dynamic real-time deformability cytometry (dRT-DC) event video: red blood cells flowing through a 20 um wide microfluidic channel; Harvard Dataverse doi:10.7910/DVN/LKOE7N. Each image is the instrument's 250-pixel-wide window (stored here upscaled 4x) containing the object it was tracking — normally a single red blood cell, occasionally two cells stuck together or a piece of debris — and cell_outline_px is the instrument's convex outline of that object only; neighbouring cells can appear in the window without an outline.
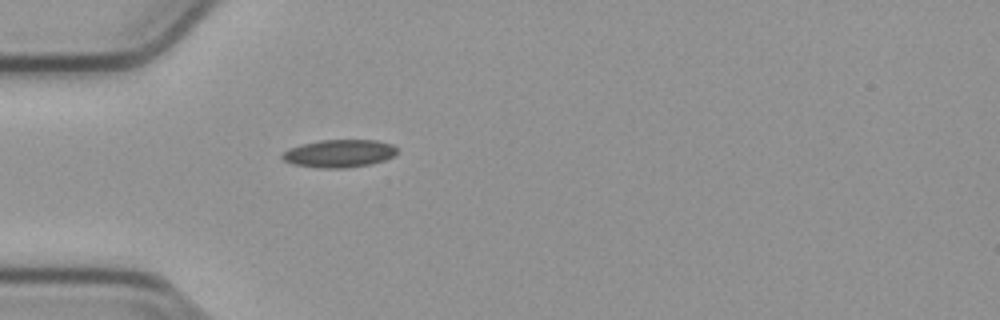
{"species": "common noctule bat (a hibernating species)", "species_latin": "Nyctalus noctula", "temperature_condition": "cold", "stored_images_in_passage": 39, "camera_frame_rate_fps": 3000, "um_per_image_px": 0.085, "animal": {"sex": "male", "body_mass_g": 23.1, "forearm_length_mm": 52.7}, "frame": {"image": 1, "passage_image": 1, "time_ms": 0.0, "image_size_px": [1000, 320], "cell_outline_px": [[396, 152], [392, 156], [384, 160], [372, 164], [344, 168], [316, 168], [292, 164], [284, 160], [280, 156], [284, 152], [292, 148], [304, 144], [320, 140], [376, 140], [392, 144], [396, 148]], "centroid_in_image_um": [28.83, 13.05], "position_along_channel_um": 56.2, "area_um2": 18.44}}
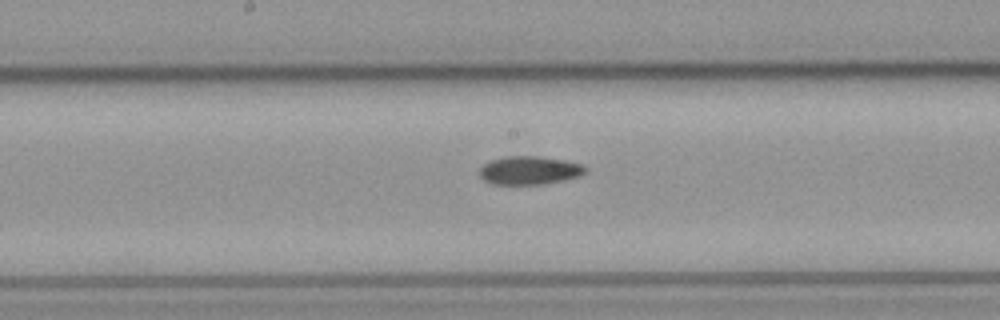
{"frame": {"image": 2, "passage_image": 13, "time_ms": 4.0, "image_size_px": [1000, 320], "cell_outline_px": [[588, 168], [580, 176], [564, 180], [544, 184], [492, 184], [484, 180], [480, 176], [480, 168], [488, 160], [508, 156], [536, 156], [564, 160], [584, 164]], "centroid_in_image_um": [45.01, 14.48], "position_along_channel_um": 203.2, "area_um2": 17.57}}
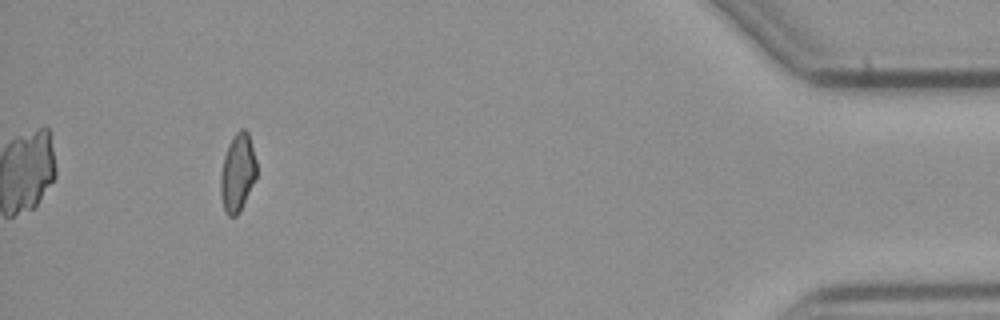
{"frame": {"image": 3, "passage_image": 35, "time_ms": 11.333, "image_size_px": [1000, 320], "cell_outline_px": [[256, 176], [240, 212], [236, 216], [228, 216], [224, 208], [220, 196], [220, 176], [224, 156], [228, 144], [236, 132], [240, 128], [244, 128], [248, 132], [256, 160]], "centroid_in_image_um": [20.18, 14.67], "position_along_channel_um": 415.0, "area_um2": 16.3}, "authors_computed_cell_mechanics": {"area_um2": 17.051, "velocity_mm_per_s": 3.8157, "shape_relaxation_time_tau1_ms": null, "shape_relaxation_time_tau2_ms": 5.2803, "deformation_change_tau1": null, "deformation_change_tau2": 0.1167}}